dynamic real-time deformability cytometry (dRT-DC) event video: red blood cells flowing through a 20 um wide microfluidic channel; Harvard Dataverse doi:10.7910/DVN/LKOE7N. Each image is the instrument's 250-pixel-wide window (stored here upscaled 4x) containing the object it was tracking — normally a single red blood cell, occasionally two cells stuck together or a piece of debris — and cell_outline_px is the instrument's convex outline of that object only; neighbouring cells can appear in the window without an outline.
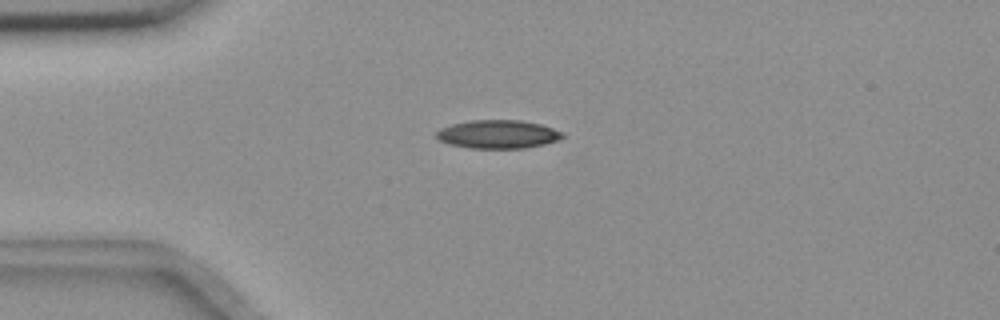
{"species": "common noctule bat (a hibernating species)", "species_latin": "Nyctalus noctula", "temperature_condition": "room temperature", "stored_images_in_passage": 55, "camera_frame_rate_fps": 3000, "um_per_image_px": 0.085, "animal": {"sex": "female", "body_mass_g": 18.4}, "frame": {"image": 1, "passage_image": 13, "time_ms": 4.0, "image_size_px": [1000, 320], "cell_outline_px": [[564, 136], [560, 140], [544, 144], [524, 148], [472, 148], [448, 144], [440, 140], [436, 136], [436, 132], [440, 128], [452, 124], [472, 120], [520, 120], [540, 124], [564, 132]], "centroid_in_image_um": [42.34, 11.41], "position_along_channel_um": 42.7, "area_um2": 20.87}}
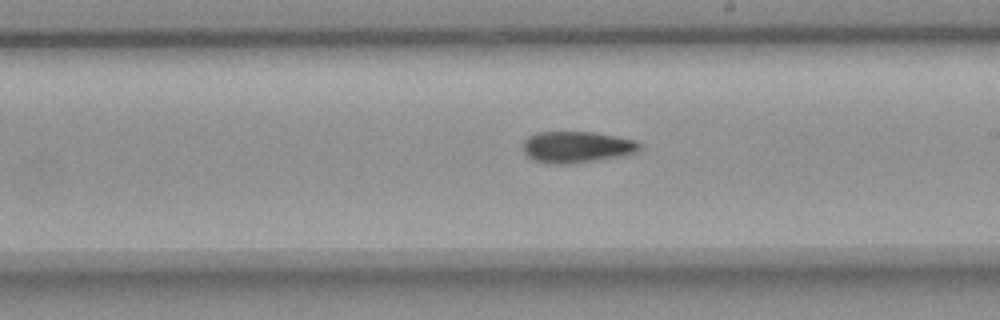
{"frame": {"image": 2, "passage_image": 31, "time_ms": 10.0, "image_size_px": [1000, 320], "cell_outline_px": [[640, 148], [636, 152], [624, 156], [568, 164], [548, 164], [532, 160], [524, 152], [524, 140], [528, 136], [536, 132], [592, 132], [616, 136], [636, 140], [640, 144]], "centroid_in_image_um": [49.01, 12.5], "position_along_channel_um": 240.0, "area_um2": 21.44}}
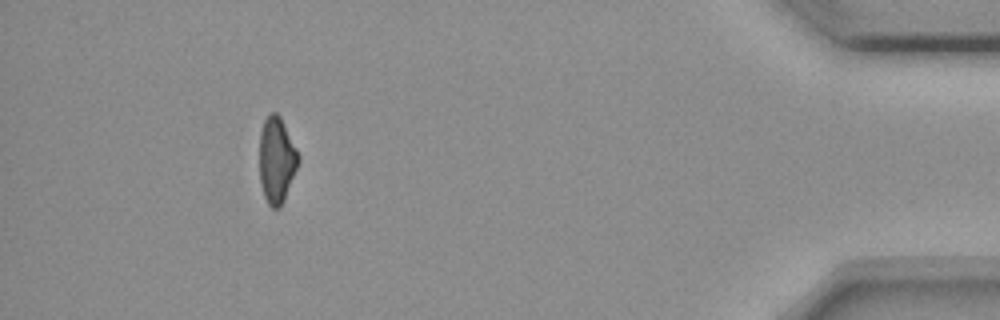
{"frame": {"image": 3, "passage_image": 50, "time_ms": 16.333, "image_size_px": [1000, 320], "cell_outline_px": [[300, 160], [284, 200], [280, 208], [272, 208], [268, 204], [264, 196], [260, 184], [260, 132], [264, 120], [272, 112], [276, 112], [280, 116], [300, 156]], "centroid_in_image_um": [23.51, 13.62], "position_along_channel_um": 411.7, "area_um2": 19.42}, "authors_computed_cell_mechanics": {"area_um2": 20.6924, "velocity_mm_per_s": 3.6665, "shape_relaxation_time_tau1_ms": 6.6758, "shape_relaxation_time_tau2_ms": 10.2737, "deformation_change_tau1": 0.1867, "deformation_change_tau2": 0.1946}}